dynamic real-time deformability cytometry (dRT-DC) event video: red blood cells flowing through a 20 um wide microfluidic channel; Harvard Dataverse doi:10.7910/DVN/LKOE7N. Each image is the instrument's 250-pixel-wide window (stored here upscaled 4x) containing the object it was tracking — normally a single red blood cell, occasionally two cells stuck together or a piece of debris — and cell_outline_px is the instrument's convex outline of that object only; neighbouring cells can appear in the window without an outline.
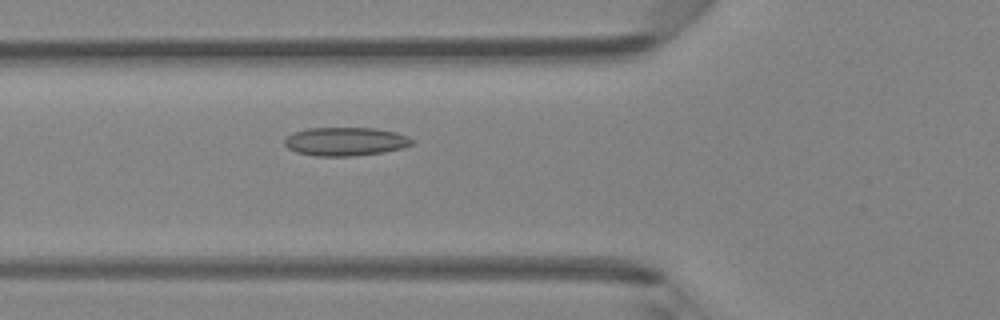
{"species": "Egyptian fruit bat (a non-hibernating species)", "species_latin": "Rousettus aegyptiacus", "temperature_condition": "room temperature", "stored_images_in_passage": 48, "camera_frame_rate_fps": 3000, "um_per_image_px": 0.085, "animal": {"sex": "female"}, "frame": {"image": 1, "passage_image": 18, "time_ms": 5.667, "image_size_px": [1000, 320], "cell_outline_px": [[412, 144], [404, 148], [384, 152], [352, 156], [316, 156], [296, 152], [288, 148], [284, 144], [284, 140], [292, 132], [308, 128], [376, 128], [396, 132], [408, 136], [412, 140]], "centroid_in_image_um": [29.36, 12.03], "position_along_channel_um": 96.4, "area_um2": 21.27}}
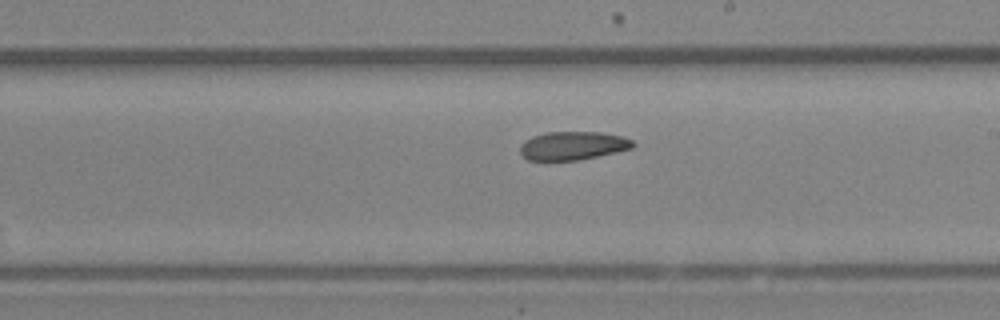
{"frame": {"image": 2, "passage_image": 28, "time_ms": 9.0, "image_size_px": [1000, 320], "cell_outline_px": [[636, 144], [632, 148], [616, 152], [580, 160], [528, 160], [520, 152], [520, 144], [524, 140], [532, 136], [548, 132], [600, 132], [624, 136], [632, 140]], "centroid_in_image_um": [48.7, 12.38], "position_along_channel_um": 240.3, "area_um2": 18.79}}
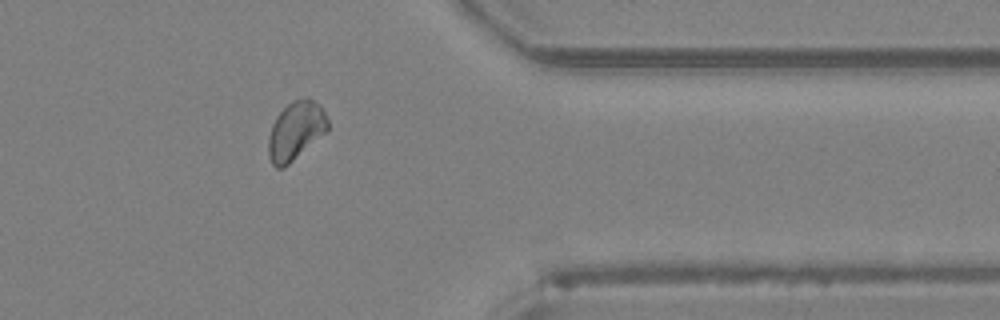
{"frame": {"image": 3, "passage_image": 39, "time_ms": 12.667, "image_size_px": [1000, 320], "cell_outline_px": [[328, 128], [324, 132], [284, 168], [276, 168], [272, 164], [268, 156], [268, 136], [272, 124], [276, 116], [288, 104], [296, 100], [308, 96], [320, 104], [328, 120]], "centroid_in_image_um": [25.1, 11.1], "position_along_channel_um": 386.3, "area_um2": 19.94}, "authors_computed_cell_mechanics": {"area_um2": 20.3167, "velocity_mm_per_s": 4.3273, "shape_relaxation_time_tau1_ms": null, "shape_relaxation_time_tau2_ms": 5.031, "deformation_change_tau1": null, "deformation_change_tau2": 0.0972}}